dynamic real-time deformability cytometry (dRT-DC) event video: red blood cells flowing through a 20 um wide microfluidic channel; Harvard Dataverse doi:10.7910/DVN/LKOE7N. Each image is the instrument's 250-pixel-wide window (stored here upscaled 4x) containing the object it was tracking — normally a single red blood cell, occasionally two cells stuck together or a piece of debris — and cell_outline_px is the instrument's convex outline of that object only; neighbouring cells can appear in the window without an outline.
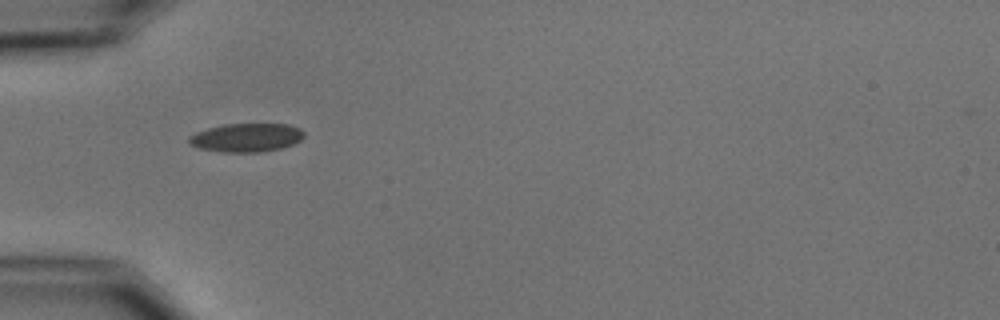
{"species": "common noctule bat (a hibernating species)", "species_latin": "Nyctalus noctula", "temperature_condition": "cold", "stored_images_in_passage": 4, "camera_frame_rate_fps": 3000, "um_per_image_px": 0.085, "animal": {"sex": "male", "body_mass_g": 15.6}, "frame": {"image": 1, "passage_image": 3, "time_ms": 2.333, "image_size_px": [1000, 320], "cell_outline_px": [[304, 136], [300, 140], [292, 144], [280, 148], [260, 152], [224, 152], [200, 148], [188, 144], [188, 136], [196, 132], [208, 128], [224, 124], [288, 124], [300, 128], [304, 132]], "centroid_in_image_um": [20.93, 11.69], "position_along_channel_um": 64.1, "area_um2": 19.13}}